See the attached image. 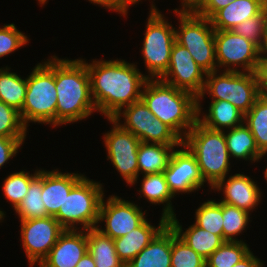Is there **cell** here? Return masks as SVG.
<instances>
[{
  "instance_id": "ac0fdd59",
  "label": "cell",
  "mask_w": 267,
  "mask_h": 267,
  "mask_svg": "<svg viewBox=\"0 0 267 267\" xmlns=\"http://www.w3.org/2000/svg\"><path fill=\"white\" fill-rule=\"evenodd\" d=\"M211 189L223 191L224 197L220 202L236 206L248 213L256 209L255 207L261 203L262 199V192L256 182L241 173L219 180Z\"/></svg>"
},
{
  "instance_id": "7402d4cb",
  "label": "cell",
  "mask_w": 267,
  "mask_h": 267,
  "mask_svg": "<svg viewBox=\"0 0 267 267\" xmlns=\"http://www.w3.org/2000/svg\"><path fill=\"white\" fill-rule=\"evenodd\" d=\"M201 106L197 103V120L207 128L225 131L244 123V114L229 101L211 100L206 114L201 113Z\"/></svg>"
},
{
  "instance_id": "83f0119b",
  "label": "cell",
  "mask_w": 267,
  "mask_h": 267,
  "mask_svg": "<svg viewBox=\"0 0 267 267\" xmlns=\"http://www.w3.org/2000/svg\"><path fill=\"white\" fill-rule=\"evenodd\" d=\"M87 247L96 267H126L117 255L114 240L96 227L87 230Z\"/></svg>"
},
{
  "instance_id": "e0dca14e",
  "label": "cell",
  "mask_w": 267,
  "mask_h": 267,
  "mask_svg": "<svg viewBox=\"0 0 267 267\" xmlns=\"http://www.w3.org/2000/svg\"><path fill=\"white\" fill-rule=\"evenodd\" d=\"M87 252V230L65 229L39 267H76Z\"/></svg>"
},
{
  "instance_id": "7dc6e473",
  "label": "cell",
  "mask_w": 267,
  "mask_h": 267,
  "mask_svg": "<svg viewBox=\"0 0 267 267\" xmlns=\"http://www.w3.org/2000/svg\"><path fill=\"white\" fill-rule=\"evenodd\" d=\"M261 53L267 56V24H266V39H265V44L261 50Z\"/></svg>"
},
{
  "instance_id": "9c48e42d",
  "label": "cell",
  "mask_w": 267,
  "mask_h": 267,
  "mask_svg": "<svg viewBox=\"0 0 267 267\" xmlns=\"http://www.w3.org/2000/svg\"><path fill=\"white\" fill-rule=\"evenodd\" d=\"M141 49L148 79H159L168 69L175 40V27L151 4ZM165 18V19H164Z\"/></svg>"
},
{
  "instance_id": "f546056e",
  "label": "cell",
  "mask_w": 267,
  "mask_h": 267,
  "mask_svg": "<svg viewBox=\"0 0 267 267\" xmlns=\"http://www.w3.org/2000/svg\"><path fill=\"white\" fill-rule=\"evenodd\" d=\"M10 69L7 66L0 68V100L20 112L25 101L27 78L22 79L15 72H9Z\"/></svg>"
},
{
  "instance_id": "b9f144b4",
  "label": "cell",
  "mask_w": 267,
  "mask_h": 267,
  "mask_svg": "<svg viewBox=\"0 0 267 267\" xmlns=\"http://www.w3.org/2000/svg\"><path fill=\"white\" fill-rule=\"evenodd\" d=\"M254 73L256 76L260 95L267 96V56L266 55L261 53Z\"/></svg>"
},
{
  "instance_id": "1f68e13d",
  "label": "cell",
  "mask_w": 267,
  "mask_h": 267,
  "mask_svg": "<svg viewBox=\"0 0 267 267\" xmlns=\"http://www.w3.org/2000/svg\"><path fill=\"white\" fill-rule=\"evenodd\" d=\"M250 251L244 241H225L206 259V267H233Z\"/></svg>"
},
{
  "instance_id": "60d3db41",
  "label": "cell",
  "mask_w": 267,
  "mask_h": 267,
  "mask_svg": "<svg viewBox=\"0 0 267 267\" xmlns=\"http://www.w3.org/2000/svg\"><path fill=\"white\" fill-rule=\"evenodd\" d=\"M89 2L105 7L108 10L118 12V14H122L126 16L128 13V8L130 5L136 4L134 0H88Z\"/></svg>"
},
{
  "instance_id": "8fae6325",
  "label": "cell",
  "mask_w": 267,
  "mask_h": 267,
  "mask_svg": "<svg viewBox=\"0 0 267 267\" xmlns=\"http://www.w3.org/2000/svg\"><path fill=\"white\" fill-rule=\"evenodd\" d=\"M214 41L218 69L223 67L224 71L238 72L242 68V72L255 71L261 55V49L255 43L236 35L232 30H215Z\"/></svg>"
},
{
  "instance_id": "836d02e7",
  "label": "cell",
  "mask_w": 267,
  "mask_h": 267,
  "mask_svg": "<svg viewBox=\"0 0 267 267\" xmlns=\"http://www.w3.org/2000/svg\"><path fill=\"white\" fill-rule=\"evenodd\" d=\"M222 216H223V239L225 241H243L239 240L238 235L245 230L249 224L250 215L247 211L237 208L222 202Z\"/></svg>"
},
{
  "instance_id": "30bf717a",
  "label": "cell",
  "mask_w": 267,
  "mask_h": 267,
  "mask_svg": "<svg viewBox=\"0 0 267 267\" xmlns=\"http://www.w3.org/2000/svg\"><path fill=\"white\" fill-rule=\"evenodd\" d=\"M123 116L124 124L121 123ZM114 119L141 142L182 145L183 140L148 109L142 100L123 108Z\"/></svg>"
},
{
  "instance_id": "ab89813d",
  "label": "cell",
  "mask_w": 267,
  "mask_h": 267,
  "mask_svg": "<svg viewBox=\"0 0 267 267\" xmlns=\"http://www.w3.org/2000/svg\"><path fill=\"white\" fill-rule=\"evenodd\" d=\"M26 138H7L0 136V168L17 155Z\"/></svg>"
},
{
  "instance_id": "f907efd6",
  "label": "cell",
  "mask_w": 267,
  "mask_h": 267,
  "mask_svg": "<svg viewBox=\"0 0 267 267\" xmlns=\"http://www.w3.org/2000/svg\"><path fill=\"white\" fill-rule=\"evenodd\" d=\"M264 178H265V180H266V183H267V167L265 168V171H264Z\"/></svg>"
},
{
  "instance_id": "3957f363",
  "label": "cell",
  "mask_w": 267,
  "mask_h": 267,
  "mask_svg": "<svg viewBox=\"0 0 267 267\" xmlns=\"http://www.w3.org/2000/svg\"><path fill=\"white\" fill-rule=\"evenodd\" d=\"M141 100L148 109L182 140L197 120V98L161 79H147Z\"/></svg>"
},
{
  "instance_id": "9a60e30c",
  "label": "cell",
  "mask_w": 267,
  "mask_h": 267,
  "mask_svg": "<svg viewBox=\"0 0 267 267\" xmlns=\"http://www.w3.org/2000/svg\"><path fill=\"white\" fill-rule=\"evenodd\" d=\"M206 74L194 61L188 49L175 41L169 67L159 79L198 98L203 91Z\"/></svg>"
},
{
  "instance_id": "f6af8a7d",
  "label": "cell",
  "mask_w": 267,
  "mask_h": 267,
  "mask_svg": "<svg viewBox=\"0 0 267 267\" xmlns=\"http://www.w3.org/2000/svg\"><path fill=\"white\" fill-rule=\"evenodd\" d=\"M254 256L251 251L233 267H263V261Z\"/></svg>"
},
{
  "instance_id": "cb8c5ba5",
  "label": "cell",
  "mask_w": 267,
  "mask_h": 267,
  "mask_svg": "<svg viewBox=\"0 0 267 267\" xmlns=\"http://www.w3.org/2000/svg\"><path fill=\"white\" fill-rule=\"evenodd\" d=\"M168 223L175 230L177 236L205 260L225 242L221 236L204 230L195 224L190 225L184 232L176 215L171 217Z\"/></svg>"
},
{
  "instance_id": "f35d334b",
  "label": "cell",
  "mask_w": 267,
  "mask_h": 267,
  "mask_svg": "<svg viewBox=\"0 0 267 267\" xmlns=\"http://www.w3.org/2000/svg\"><path fill=\"white\" fill-rule=\"evenodd\" d=\"M28 41V37L14 23L4 25L0 28V58L25 46Z\"/></svg>"
},
{
  "instance_id": "603a6c76",
  "label": "cell",
  "mask_w": 267,
  "mask_h": 267,
  "mask_svg": "<svg viewBox=\"0 0 267 267\" xmlns=\"http://www.w3.org/2000/svg\"><path fill=\"white\" fill-rule=\"evenodd\" d=\"M265 8L259 0H234L218 10L210 22L215 30H233L236 25L259 15Z\"/></svg>"
},
{
  "instance_id": "7c38bea8",
  "label": "cell",
  "mask_w": 267,
  "mask_h": 267,
  "mask_svg": "<svg viewBox=\"0 0 267 267\" xmlns=\"http://www.w3.org/2000/svg\"><path fill=\"white\" fill-rule=\"evenodd\" d=\"M112 130L103 136L104 145L110 160L117 172L129 185L138 180V148L140 139L130 131L125 130L114 118H107Z\"/></svg>"
},
{
  "instance_id": "6da1fadb",
  "label": "cell",
  "mask_w": 267,
  "mask_h": 267,
  "mask_svg": "<svg viewBox=\"0 0 267 267\" xmlns=\"http://www.w3.org/2000/svg\"><path fill=\"white\" fill-rule=\"evenodd\" d=\"M86 62L90 77L91 95L97 112L114 118L124 107L141 100L147 75L137 65L125 60Z\"/></svg>"
},
{
  "instance_id": "7bdbcfd3",
  "label": "cell",
  "mask_w": 267,
  "mask_h": 267,
  "mask_svg": "<svg viewBox=\"0 0 267 267\" xmlns=\"http://www.w3.org/2000/svg\"><path fill=\"white\" fill-rule=\"evenodd\" d=\"M234 0H207V2L196 12L198 16L210 19L218 10L225 8Z\"/></svg>"
},
{
  "instance_id": "52a82bcc",
  "label": "cell",
  "mask_w": 267,
  "mask_h": 267,
  "mask_svg": "<svg viewBox=\"0 0 267 267\" xmlns=\"http://www.w3.org/2000/svg\"><path fill=\"white\" fill-rule=\"evenodd\" d=\"M221 71L206 74L204 88L197 98V103H200L207 93L212 100L229 101L245 115L261 96L255 73ZM219 72L220 74H217Z\"/></svg>"
},
{
  "instance_id": "d6a6232c",
  "label": "cell",
  "mask_w": 267,
  "mask_h": 267,
  "mask_svg": "<svg viewBox=\"0 0 267 267\" xmlns=\"http://www.w3.org/2000/svg\"><path fill=\"white\" fill-rule=\"evenodd\" d=\"M194 224L223 238L222 202L207 200L195 212Z\"/></svg>"
},
{
  "instance_id": "ffe728a7",
  "label": "cell",
  "mask_w": 267,
  "mask_h": 267,
  "mask_svg": "<svg viewBox=\"0 0 267 267\" xmlns=\"http://www.w3.org/2000/svg\"><path fill=\"white\" fill-rule=\"evenodd\" d=\"M169 220L161 216L159 225L153 226L145 219L138 227L125 236L114 240L115 250L122 262L127 265L138 253H140L156 235L168 224Z\"/></svg>"
},
{
  "instance_id": "44dd1931",
  "label": "cell",
  "mask_w": 267,
  "mask_h": 267,
  "mask_svg": "<svg viewBox=\"0 0 267 267\" xmlns=\"http://www.w3.org/2000/svg\"><path fill=\"white\" fill-rule=\"evenodd\" d=\"M172 227L168 223L126 267H171Z\"/></svg>"
},
{
  "instance_id": "277c9868",
  "label": "cell",
  "mask_w": 267,
  "mask_h": 267,
  "mask_svg": "<svg viewBox=\"0 0 267 267\" xmlns=\"http://www.w3.org/2000/svg\"><path fill=\"white\" fill-rule=\"evenodd\" d=\"M183 144L196 157L201 175L212 188L230 171V154L224 131L213 130L198 120L187 133Z\"/></svg>"
},
{
  "instance_id": "8d00e7d4",
  "label": "cell",
  "mask_w": 267,
  "mask_h": 267,
  "mask_svg": "<svg viewBox=\"0 0 267 267\" xmlns=\"http://www.w3.org/2000/svg\"><path fill=\"white\" fill-rule=\"evenodd\" d=\"M267 8L259 15L248 18L232 30L236 35L245 37L255 43L261 50L266 39Z\"/></svg>"
},
{
  "instance_id": "681fc988",
  "label": "cell",
  "mask_w": 267,
  "mask_h": 267,
  "mask_svg": "<svg viewBox=\"0 0 267 267\" xmlns=\"http://www.w3.org/2000/svg\"><path fill=\"white\" fill-rule=\"evenodd\" d=\"M267 8V0H259Z\"/></svg>"
},
{
  "instance_id": "7a4b0ae2",
  "label": "cell",
  "mask_w": 267,
  "mask_h": 267,
  "mask_svg": "<svg viewBox=\"0 0 267 267\" xmlns=\"http://www.w3.org/2000/svg\"><path fill=\"white\" fill-rule=\"evenodd\" d=\"M57 91L56 127L84 120L97 112L94 104L86 60H69L55 55Z\"/></svg>"
},
{
  "instance_id": "c3c4849f",
  "label": "cell",
  "mask_w": 267,
  "mask_h": 267,
  "mask_svg": "<svg viewBox=\"0 0 267 267\" xmlns=\"http://www.w3.org/2000/svg\"><path fill=\"white\" fill-rule=\"evenodd\" d=\"M5 212L0 210V222L4 219Z\"/></svg>"
},
{
  "instance_id": "2e32d148",
  "label": "cell",
  "mask_w": 267,
  "mask_h": 267,
  "mask_svg": "<svg viewBox=\"0 0 267 267\" xmlns=\"http://www.w3.org/2000/svg\"><path fill=\"white\" fill-rule=\"evenodd\" d=\"M181 147L173 151L168 167L163 172L174 196L198 191L206 183L194 154L185 144L182 143Z\"/></svg>"
},
{
  "instance_id": "f1b7e54d",
  "label": "cell",
  "mask_w": 267,
  "mask_h": 267,
  "mask_svg": "<svg viewBox=\"0 0 267 267\" xmlns=\"http://www.w3.org/2000/svg\"><path fill=\"white\" fill-rule=\"evenodd\" d=\"M244 124L255 138L262 152L258 161L267 155V96H260L251 109L244 115Z\"/></svg>"
},
{
  "instance_id": "4316f807",
  "label": "cell",
  "mask_w": 267,
  "mask_h": 267,
  "mask_svg": "<svg viewBox=\"0 0 267 267\" xmlns=\"http://www.w3.org/2000/svg\"><path fill=\"white\" fill-rule=\"evenodd\" d=\"M141 181L139 193L152 204H163L162 216L168 220L175 216L176 214L171 203L172 198L175 196L168 187L164 173L143 175Z\"/></svg>"
},
{
  "instance_id": "ee69618b",
  "label": "cell",
  "mask_w": 267,
  "mask_h": 267,
  "mask_svg": "<svg viewBox=\"0 0 267 267\" xmlns=\"http://www.w3.org/2000/svg\"><path fill=\"white\" fill-rule=\"evenodd\" d=\"M207 0H181L182 8L178 11L185 13H196Z\"/></svg>"
},
{
  "instance_id": "d6986e66",
  "label": "cell",
  "mask_w": 267,
  "mask_h": 267,
  "mask_svg": "<svg viewBox=\"0 0 267 267\" xmlns=\"http://www.w3.org/2000/svg\"><path fill=\"white\" fill-rule=\"evenodd\" d=\"M84 177L78 173H62L58 169L42 170V200L48 216L54 217L63 206L66 195Z\"/></svg>"
},
{
  "instance_id": "4dcf8cb0",
  "label": "cell",
  "mask_w": 267,
  "mask_h": 267,
  "mask_svg": "<svg viewBox=\"0 0 267 267\" xmlns=\"http://www.w3.org/2000/svg\"><path fill=\"white\" fill-rule=\"evenodd\" d=\"M41 194L42 169L39 170L38 175L30 182L27 194L15 209L16 215L19 216L20 220L48 217Z\"/></svg>"
},
{
  "instance_id": "ba28073f",
  "label": "cell",
  "mask_w": 267,
  "mask_h": 267,
  "mask_svg": "<svg viewBox=\"0 0 267 267\" xmlns=\"http://www.w3.org/2000/svg\"><path fill=\"white\" fill-rule=\"evenodd\" d=\"M179 16V27L175 28V40L187 48L197 65L206 73L218 71L215 51V29L210 19L198 16L196 13L180 12L174 9Z\"/></svg>"
},
{
  "instance_id": "816d5d0a",
  "label": "cell",
  "mask_w": 267,
  "mask_h": 267,
  "mask_svg": "<svg viewBox=\"0 0 267 267\" xmlns=\"http://www.w3.org/2000/svg\"><path fill=\"white\" fill-rule=\"evenodd\" d=\"M39 1V4L44 5L46 2H48L47 0H38Z\"/></svg>"
},
{
  "instance_id": "bcb514c9",
  "label": "cell",
  "mask_w": 267,
  "mask_h": 267,
  "mask_svg": "<svg viewBox=\"0 0 267 267\" xmlns=\"http://www.w3.org/2000/svg\"><path fill=\"white\" fill-rule=\"evenodd\" d=\"M76 267H96V264L93 257L87 252L78 262Z\"/></svg>"
},
{
  "instance_id": "e575fe53",
  "label": "cell",
  "mask_w": 267,
  "mask_h": 267,
  "mask_svg": "<svg viewBox=\"0 0 267 267\" xmlns=\"http://www.w3.org/2000/svg\"><path fill=\"white\" fill-rule=\"evenodd\" d=\"M38 172V169L34 174H30L29 172L22 170L11 173L4 179L2 191L5 198L10 201L14 209L18 207L27 194L30 182L38 175Z\"/></svg>"
},
{
  "instance_id": "5b68a950",
  "label": "cell",
  "mask_w": 267,
  "mask_h": 267,
  "mask_svg": "<svg viewBox=\"0 0 267 267\" xmlns=\"http://www.w3.org/2000/svg\"><path fill=\"white\" fill-rule=\"evenodd\" d=\"M57 91L55 86V56L38 63L27 77L25 101L20 111L26 127L40 123L56 127Z\"/></svg>"
},
{
  "instance_id": "d590c367",
  "label": "cell",
  "mask_w": 267,
  "mask_h": 267,
  "mask_svg": "<svg viewBox=\"0 0 267 267\" xmlns=\"http://www.w3.org/2000/svg\"><path fill=\"white\" fill-rule=\"evenodd\" d=\"M171 267H206V260L186 245L173 228Z\"/></svg>"
},
{
  "instance_id": "4fadbf2b",
  "label": "cell",
  "mask_w": 267,
  "mask_h": 267,
  "mask_svg": "<svg viewBox=\"0 0 267 267\" xmlns=\"http://www.w3.org/2000/svg\"><path fill=\"white\" fill-rule=\"evenodd\" d=\"M20 222L22 246L32 267L42 262L65 229L52 216Z\"/></svg>"
},
{
  "instance_id": "74e56055",
  "label": "cell",
  "mask_w": 267,
  "mask_h": 267,
  "mask_svg": "<svg viewBox=\"0 0 267 267\" xmlns=\"http://www.w3.org/2000/svg\"><path fill=\"white\" fill-rule=\"evenodd\" d=\"M27 127L20 112L0 100V136L7 138H26Z\"/></svg>"
},
{
  "instance_id": "484cf974",
  "label": "cell",
  "mask_w": 267,
  "mask_h": 267,
  "mask_svg": "<svg viewBox=\"0 0 267 267\" xmlns=\"http://www.w3.org/2000/svg\"><path fill=\"white\" fill-rule=\"evenodd\" d=\"M226 132V133H225ZM225 140L230 157L233 159H243L254 163L262 152L259 150L255 138L249 128L243 123L234 128L225 130Z\"/></svg>"
},
{
  "instance_id": "8992f818",
  "label": "cell",
  "mask_w": 267,
  "mask_h": 267,
  "mask_svg": "<svg viewBox=\"0 0 267 267\" xmlns=\"http://www.w3.org/2000/svg\"><path fill=\"white\" fill-rule=\"evenodd\" d=\"M103 185L84 176L66 195L54 218L64 229L95 228L104 195Z\"/></svg>"
},
{
  "instance_id": "d4e9b609",
  "label": "cell",
  "mask_w": 267,
  "mask_h": 267,
  "mask_svg": "<svg viewBox=\"0 0 267 267\" xmlns=\"http://www.w3.org/2000/svg\"><path fill=\"white\" fill-rule=\"evenodd\" d=\"M176 147L179 148L181 145L140 142L137 154L138 177L139 173L142 175L163 173Z\"/></svg>"
},
{
  "instance_id": "5bb4252c",
  "label": "cell",
  "mask_w": 267,
  "mask_h": 267,
  "mask_svg": "<svg viewBox=\"0 0 267 267\" xmlns=\"http://www.w3.org/2000/svg\"><path fill=\"white\" fill-rule=\"evenodd\" d=\"M146 211L143 212L135 203L117 195H110L106 202L103 197L97 224L104 221L105 229L99 225H96V228L115 240L138 227L146 219Z\"/></svg>"
}]
</instances>
